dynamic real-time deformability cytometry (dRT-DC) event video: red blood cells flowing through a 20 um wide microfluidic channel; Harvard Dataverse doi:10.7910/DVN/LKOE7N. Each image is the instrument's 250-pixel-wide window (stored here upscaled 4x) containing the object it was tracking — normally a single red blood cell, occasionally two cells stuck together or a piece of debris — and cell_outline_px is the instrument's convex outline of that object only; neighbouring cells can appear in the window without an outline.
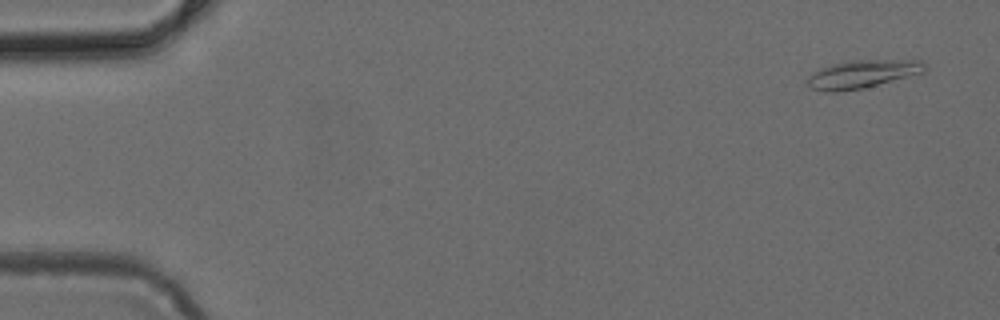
{"species": "common noctule bat (a hibernating species)", "species_latin": "Nyctalus noctula", "temperature_condition": "cold", "stored_images_in_passage": 50, "camera_frame_rate_fps": 3000, "um_per_image_px": 0.085, "animal": {"sex": "female", "body_mass_g": 24.6, "forearm_length_mm": 56.2}, "frame": {"image": 1, "passage_image": 3, "time_ms": 0.667, "image_size_px": [1000, 320], "cell_outline_px": [[928, 68], [924, 72], [860, 88], [836, 92], [828, 92], [812, 88], [808, 84], [808, 76], [820, 68], [832, 64], [848, 60], [924, 60], [928, 64]], "centroid_in_image_um": [73.33, 6.27], "position_along_channel_um": 11.7, "area_um2": 18.96}}
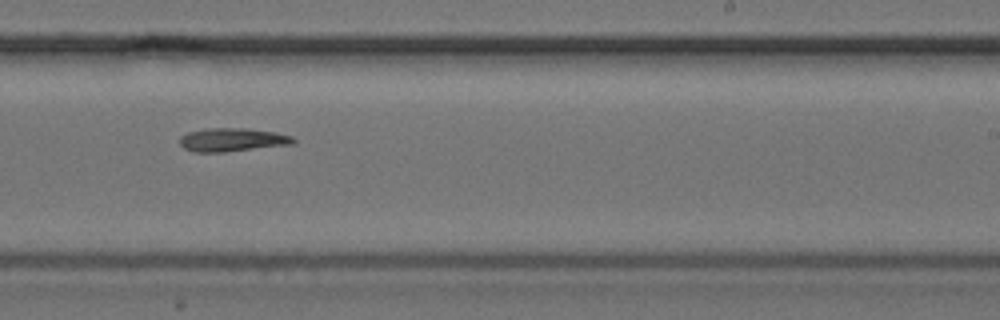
{"frame": {"image": 2, "passage_image": 31, "time_ms": 10.0, "image_size_px": [1000, 320], "cell_outline_px": [[296, 140], [292, 144], [224, 152], [192, 152], [184, 148], [180, 144], [180, 136], [188, 132], [208, 128], [244, 128], [276, 132], [292, 136]], "centroid_in_image_um": [19.72, 11.88], "position_along_channel_um": 269.3, "area_um2": 15.49}}
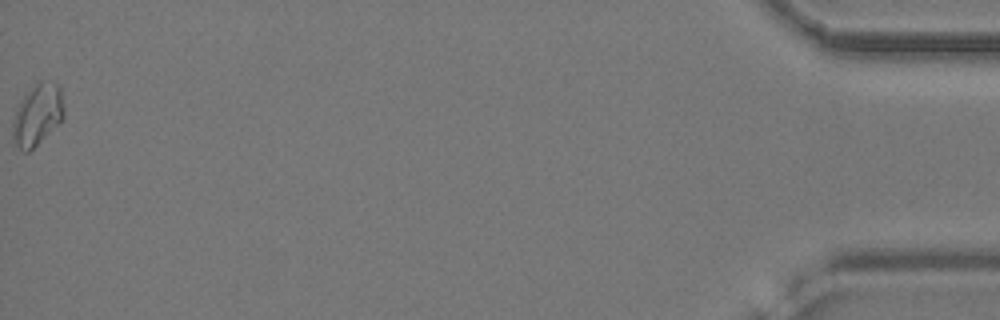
{"frame": {"image": 3, "passage_image": 50, "time_ms": 16.333, "image_size_px": [1000, 320], "cell_outline_px": [[64, 116], [28, 152], [24, 152], [12, 140], [12, 120], [16, 108], [20, 100], [28, 88], [40, 80], [52, 80], [60, 84], [64, 108]], "centroid_in_image_um": [3.16, 9.66], "position_along_channel_um": 432.0, "area_um2": 18.44}}